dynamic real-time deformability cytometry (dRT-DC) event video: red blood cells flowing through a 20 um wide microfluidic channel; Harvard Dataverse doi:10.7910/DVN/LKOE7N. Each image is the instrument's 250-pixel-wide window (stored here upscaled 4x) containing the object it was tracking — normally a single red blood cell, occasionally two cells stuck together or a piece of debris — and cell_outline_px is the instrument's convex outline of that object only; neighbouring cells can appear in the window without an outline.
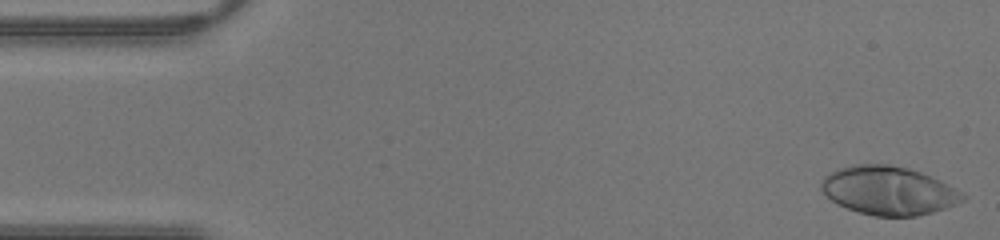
{"species": "human", "species_latin": "Homo sapiens", "temperature_condition": "warm", "stored_images_in_passage": 35, "camera_frame_rate_fps": 3000, "um_per_image_px": 0.085, "donor": {"sex": "male"}, "frame": {"image": 1, "passage_image": 1, "time_ms": 0.0, "image_size_px": [1000, 240], "cell_outline_px": [[968, 196], [964, 200], [956, 204], [932, 212], [916, 216], [876, 216], [860, 212], [836, 204], [820, 188], [820, 184], [824, 176], [828, 172], [852, 164], [888, 164], [908, 168], [920, 172], [940, 180], [964, 192]], "centroid_in_image_um": [75.54, 16.19], "position_along_channel_um": 9.5, "area_um2": 40.06}}
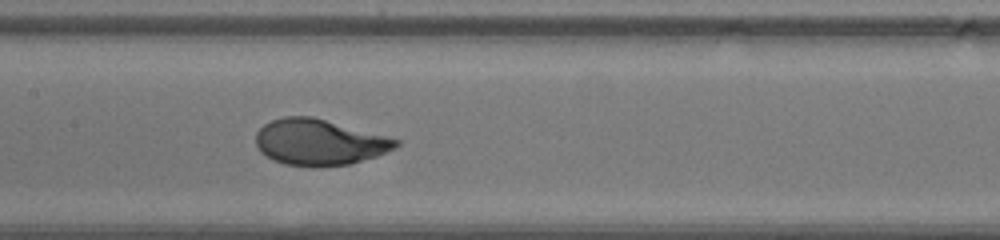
{"frame": {"image": 2, "passage_image": 20, "time_ms": 6.333, "image_size_px": [1000, 240], "cell_outline_px": [[400, 144], [396, 148], [376, 156], [348, 164], [284, 164], [272, 160], [260, 152], [256, 144], [256, 132], [264, 124], [272, 120], [284, 116], [312, 116], [400, 140]], "centroid_in_image_um": [27.11, 12.05], "position_along_channel_um": 180.3, "area_um2": 36.7}}
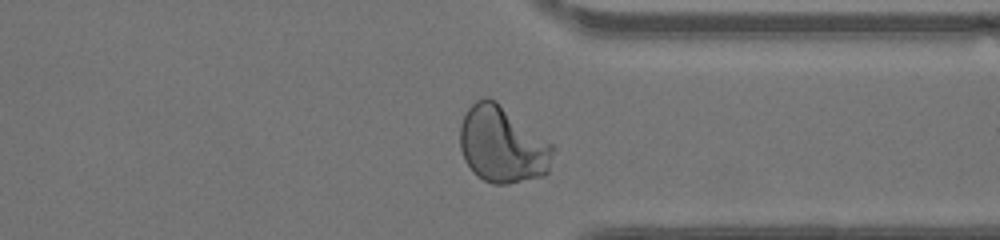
{"frame": {"image": 3, "passage_image": 32, "time_ms": 10.333, "image_size_px": [1000, 240], "cell_outline_px": [[556, 148], [548, 172], [544, 176], [508, 184], [492, 184], [476, 176], [472, 172], [464, 160], [460, 148], [460, 124], [468, 108], [476, 100], [484, 96], [488, 96], [496, 100], [556, 144]], "centroid_in_image_um": [42.74, 12.28], "position_along_channel_um": 368.7, "area_um2": 42.54}}